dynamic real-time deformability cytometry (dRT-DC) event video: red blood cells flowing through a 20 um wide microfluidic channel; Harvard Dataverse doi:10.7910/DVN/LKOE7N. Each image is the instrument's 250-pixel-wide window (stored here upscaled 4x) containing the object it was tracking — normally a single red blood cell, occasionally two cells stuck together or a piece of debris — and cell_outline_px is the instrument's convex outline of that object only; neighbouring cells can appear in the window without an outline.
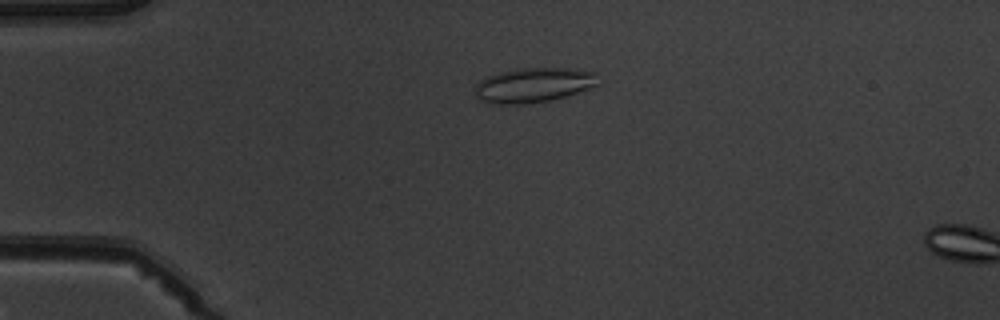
{"species": "common noctule bat (a hibernating species)", "species_latin": "Nyctalus noctula", "temperature_condition": "warm", "stored_images_in_passage": 3, "camera_frame_rate_fps": 3000, "um_per_image_px": 0.085, "animal": {"sex": "male", "body_mass_g": 19.5, "forearm_length_mm": 54.6}, "frame": {"image": 1, "passage_image": 2, "time_ms": 1.333, "image_size_px": [1000, 320], "cell_outline_px": [[600, 84], [592, 88], [552, 100], [520, 104], [488, 104], [476, 96], [476, 84], [484, 76], [516, 68], [576, 68], [600, 72]], "centroid_in_image_um": [45.43, 7.21], "position_along_channel_um": 39.6, "area_um2": 25.55}}